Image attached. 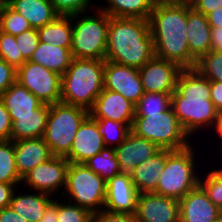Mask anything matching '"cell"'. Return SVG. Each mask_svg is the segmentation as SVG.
Instances as JSON below:
<instances>
[{"label": "cell", "instance_id": "1", "mask_svg": "<svg viewBox=\"0 0 222 222\" xmlns=\"http://www.w3.org/2000/svg\"><path fill=\"white\" fill-rule=\"evenodd\" d=\"M171 108L189 137L201 128L214 127L219 114L210 99V80L195 68L180 72Z\"/></svg>", "mask_w": 222, "mask_h": 222}, {"label": "cell", "instance_id": "2", "mask_svg": "<svg viewBox=\"0 0 222 222\" xmlns=\"http://www.w3.org/2000/svg\"><path fill=\"white\" fill-rule=\"evenodd\" d=\"M191 4L157 1L149 18L156 57L191 68V53L186 37L187 14Z\"/></svg>", "mask_w": 222, "mask_h": 222}, {"label": "cell", "instance_id": "3", "mask_svg": "<svg viewBox=\"0 0 222 222\" xmlns=\"http://www.w3.org/2000/svg\"><path fill=\"white\" fill-rule=\"evenodd\" d=\"M155 56L149 20L109 16L105 60L140 69Z\"/></svg>", "mask_w": 222, "mask_h": 222}, {"label": "cell", "instance_id": "4", "mask_svg": "<svg viewBox=\"0 0 222 222\" xmlns=\"http://www.w3.org/2000/svg\"><path fill=\"white\" fill-rule=\"evenodd\" d=\"M105 60L73 58L61 76L60 102L89 111L104 89Z\"/></svg>", "mask_w": 222, "mask_h": 222}, {"label": "cell", "instance_id": "5", "mask_svg": "<svg viewBox=\"0 0 222 222\" xmlns=\"http://www.w3.org/2000/svg\"><path fill=\"white\" fill-rule=\"evenodd\" d=\"M96 11L95 16H91V14L83 16L84 13L72 15L70 49L73 58L105 60L109 15L100 8Z\"/></svg>", "mask_w": 222, "mask_h": 222}, {"label": "cell", "instance_id": "6", "mask_svg": "<svg viewBox=\"0 0 222 222\" xmlns=\"http://www.w3.org/2000/svg\"><path fill=\"white\" fill-rule=\"evenodd\" d=\"M89 116L84 108L58 102L49 105V115L43 134L53 156L66 157L82 122Z\"/></svg>", "mask_w": 222, "mask_h": 222}, {"label": "cell", "instance_id": "7", "mask_svg": "<svg viewBox=\"0 0 222 222\" xmlns=\"http://www.w3.org/2000/svg\"><path fill=\"white\" fill-rule=\"evenodd\" d=\"M131 132L150 140L161 149L182 150L190 146L189 135L170 108L154 114H135Z\"/></svg>", "mask_w": 222, "mask_h": 222}, {"label": "cell", "instance_id": "8", "mask_svg": "<svg viewBox=\"0 0 222 222\" xmlns=\"http://www.w3.org/2000/svg\"><path fill=\"white\" fill-rule=\"evenodd\" d=\"M192 146L173 150L167 157L155 194L182 199L188 192L199 185L195 172V156Z\"/></svg>", "mask_w": 222, "mask_h": 222}, {"label": "cell", "instance_id": "9", "mask_svg": "<svg viewBox=\"0 0 222 222\" xmlns=\"http://www.w3.org/2000/svg\"><path fill=\"white\" fill-rule=\"evenodd\" d=\"M69 195L70 202L89 210L92 214L104 209L106 181L85 164L69 163L66 186L61 194Z\"/></svg>", "mask_w": 222, "mask_h": 222}, {"label": "cell", "instance_id": "10", "mask_svg": "<svg viewBox=\"0 0 222 222\" xmlns=\"http://www.w3.org/2000/svg\"><path fill=\"white\" fill-rule=\"evenodd\" d=\"M16 81L44 104L61 100V75L35 62L27 60L17 68Z\"/></svg>", "mask_w": 222, "mask_h": 222}, {"label": "cell", "instance_id": "11", "mask_svg": "<svg viewBox=\"0 0 222 222\" xmlns=\"http://www.w3.org/2000/svg\"><path fill=\"white\" fill-rule=\"evenodd\" d=\"M183 68L176 62L153 57L140 69L144 93H168L176 90V84Z\"/></svg>", "mask_w": 222, "mask_h": 222}, {"label": "cell", "instance_id": "12", "mask_svg": "<svg viewBox=\"0 0 222 222\" xmlns=\"http://www.w3.org/2000/svg\"><path fill=\"white\" fill-rule=\"evenodd\" d=\"M69 161L66 157L53 156L29 171L22 182L32 190L55 195L60 187L66 186V172Z\"/></svg>", "mask_w": 222, "mask_h": 222}, {"label": "cell", "instance_id": "13", "mask_svg": "<svg viewBox=\"0 0 222 222\" xmlns=\"http://www.w3.org/2000/svg\"><path fill=\"white\" fill-rule=\"evenodd\" d=\"M104 89L120 93L133 104L144 95L139 69L105 60Z\"/></svg>", "mask_w": 222, "mask_h": 222}, {"label": "cell", "instance_id": "14", "mask_svg": "<svg viewBox=\"0 0 222 222\" xmlns=\"http://www.w3.org/2000/svg\"><path fill=\"white\" fill-rule=\"evenodd\" d=\"M136 222H179V200L151 193H139Z\"/></svg>", "mask_w": 222, "mask_h": 222}, {"label": "cell", "instance_id": "15", "mask_svg": "<svg viewBox=\"0 0 222 222\" xmlns=\"http://www.w3.org/2000/svg\"><path fill=\"white\" fill-rule=\"evenodd\" d=\"M138 195L130 175L120 173L106 181L104 210L135 214Z\"/></svg>", "mask_w": 222, "mask_h": 222}, {"label": "cell", "instance_id": "16", "mask_svg": "<svg viewBox=\"0 0 222 222\" xmlns=\"http://www.w3.org/2000/svg\"><path fill=\"white\" fill-rule=\"evenodd\" d=\"M114 149L121 173L130 176L136 166L150 159L161 150L157 144L139 137L131 131L125 140Z\"/></svg>", "mask_w": 222, "mask_h": 222}, {"label": "cell", "instance_id": "17", "mask_svg": "<svg viewBox=\"0 0 222 222\" xmlns=\"http://www.w3.org/2000/svg\"><path fill=\"white\" fill-rule=\"evenodd\" d=\"M89 116L121 121L131 128L135 117V104L120 93L103 89L89 110Z\"/></svg>", "mask_w": 222, "mask_h": 222}, {"label": "cell", "instance_id": "18", "mask_svg": "<svg viewBox=\"0 0 222 222\" xmlns=\"http://www.w3.org/2000/svg\"><path fill=\"white\" fill-rule=\"evenodd\" d=\"M105 147L97 122L88 116L80 125L66 158L69 163L84 164Z\"/></svg>", "mask_w": 222, "mask_h": 222}, {"label": "cell", "instance_id": "19", "mask_svg": "<svg viewBox=\"0 0 222 222\" xmlns=\"http://www.w3.org/2000/svg\"><path fill=\"white\" fill-rule=\"evenodd\" d=\"M219 212L200 185L179 200V222H217Z\"/></svg>", "mask_w": 222, "mask_h": 222}, {"label": "cell", "instance_id": "20", "mask_svg": "<svg viewBox=\"0 0 222 222\" xmlns=\"http://www.w3.org/2000/svg\"><path fill=\"white\" fill-rule=\"evenodd\" d=\"M186 37L191 53V68H195L196 62L211 49V29L207 16L195 10L188 9Z\"/></svg>", "mask_w": 222, "mask_h": 222}, {"label": "cell", "instance_id": "21", "mask_svg": "<svg viewBox=\"0 0 222 222\" xmlns=\"http://www.w3.org/2000/svg\"><path fill=\"white\" fill-rule=\"evenodd\" d=\"M13 142L17 173L21 178L37 165L53 157L49 145L42 137L20 139Z\"/></svg>", "mask_w": 222, "mask_h": 222}, {"label": "cell", "instance_id": "22", "mask_svg": "<svg viewBox=\"0 0 222 222\" xmlns=\"http://www.w3.org/2000/svg\"><path fill=\"white\" fill-rule=\"evenodd\" d=\"M170 149H161L150 159L142 162L134 168L131 179L139 193H151L156 191L166 163V157L172 152Z\"/></svg>", "mask_w": 222, "mask_h": 222}, {"label": "cell", "instance_id": "23", "mask_svg": "<svg viewBox=\"0 0 222 222\" xmlns=\"http://www.w3.org/2000/svg\"><path fill=\"white\" fill-rule=\"evenodd\" d=\"M48 115V104H43L41 107L35 109L34 114L10 115L12 121L10 140L16 141L43 137Z\"/></svg>", "mask_w": 222, "mask_h": 222}, {"label": "cell", "instance_id": "24", "mask_svg": "<svg viewBox=\"0 0 222 222\" xmlns=\"http://www.w3.org/2000/svg\"><path fill=\"white\" fill-rule=\"evenodd\" d=\"M7 4L36 29L47 25L59 16L50 0H10Z\"/></svg>", "mask_w": 222, "mask_h": 222}, {"label": "cell", "instance_id": "25", "mask_svg": "<svg viewBox=\"0 0 222 222\" xmlns=\"http://www.w3.org/2000/svg\"><path fill=\"white\" fill-rule=\"evenodd\" d=\"M70 48L39 42L30 61L62 76L73 60Z\"/></svg>", "mask_w": 222, "mask_h": 222}, {"label": "cell", "instance_id": "26", "mask_svg": "<svg viewBox=\"0 0 222 222\" xmlns=\"http://www.w3.org/2000/svg\"><path fill=\"white\" fill-rule=\"evenodd\" d=\"M0 99L3 101L9 115L34 114V110L44 104L17 81L0 96Z\"/></svg>", "mask_w": 222, "mask_h": 222}, {"label": "cell", "instance_id": "27", "mask_svg": "<svg viewBox=\"0 0 222 222\" xmlns=\"http://www.w3.org/2000/svg\"><path fill=\"white\" fill-rule=\"evenodd\" d=\"M50 197V198H49ZM54 200L49 194L38 192L34 194H15L10 202V207L28 222H39L47 207Z\"/></svg>", "mask_w": 222, "mask_h": 222}, {"label": "cell", "instance_id": "28", "mask_svg": "<svg viewBox=\"0 0 222 222\" xmlns=\"http://www.w3.org/2000/svg\"><path fill=\"white\" fill-rule=\"evenodd\" d=\"M100 9L111 17L140 18L149 20L157 0H106Z\"/></svg>", "mask_w": 222, "mask_h": 222}, {"label": "cell", "instance_id": "29", "mask_svg": "<svg viewBox=\"0 0 222 222\" xmlns=\"http://www.w3.org/2000/svg\"><path fill=\"white\" fill-rule=\"evenodd\" d=\"M39 41L60 47L72 45V15H59L55 20L37 29Z\"/></svg>", "mask_w": 222, "mask_h": 222}, {"label": "cell", "instance_id": "30", "mask_svg": "<svg viewBox=\"0 0 222 222\" xmlns=\"http://www.w3.org/2000/svg\"><path fill=\"white\" fill-rule=\"evenodd\" d=\"M84 164L105 181L121 173L116 151L112 147L103 148Z\"/></svg>", "mask_w": 222, "mask_h": 222}, {"label": "cell", "instance_id": "31", "mask_svg": "<svg viewBox=\"0 0 222 222\" xmlns=\"http://www.w3.org/2000/svg\"><path fill=\"white\" fill-rule=\"evenodd\" d=\"M22 178L17 173L14 142L0 141V183H21Z\"/></svg>", "mask_w": 222, "mask_h": 222}, {"label": "cell", "instance_id": "32", "mask_svg": "<svg viewBox=\"0 0 222 222\" xmlns=\"http://www.w3.org/2000/svg\"><path fill=\"white\" fill-rule=\"evenodd\" d=\"M92 119L97 122L106 147L113 146L114 148L119 146L131 131L130 127L121 121H113L105 118Z\"/></svg>", "mask_w": 222, "mask_h": 222}, {"label": "cell", "instance_id": "33", "mask_svg": "<svg viewBox=\"0 0 222 222\" xmlns=\"http://www.w3.org/2000/svg\"><path fill=\"white\" fill-rule=\"evenodd\" d=\"M171 108V94L144 93L135 105V114H154L167 111Z\"/></svg>", "mask_w": 222, "mask_h": 222}, {"label": "cell", "instance_id": "34", "mask_svg": "<svg viewBox=\"0 0 222 222\" xmlns=\"http://www.w3.org/2000/svg\"><path fill=\"white\" fill-rule=\"evenodd\" d=\"M0 21L2 31L13 36L21 34L32 27L29 22L18 12L14 11L7 3L0 4Z\"/></svg>", "mask_w": 222, "mask_h": 222}, {"label": "cell", "instance_id": "35", "mask_svg": "<svg viewBox=\"0 0 222 222\" xmlns=\"http://www.w3.org/2000/svg\"><path fill=\"white\" fill-rule=\"evenodd\" d=\"M195 69L210 81L222 82V52L210 50L196 62Z\"/></svg>", "mask_w": 222, "mask_h": 222}, {"label": "cell", "instance_id": "36", "mask_svg": "<svg viewBox=\"0 0 222 222\" xmlns=\"http://www.w3.org/2000/svg\"><path fill=\"white\" fill-rule=\"evenodd\" d=\"M0 58L16 69L26 61L17 47L15 36L3 31L0 35Z\"/></svg>", "mask_w": 222, "mask_h": 222}, {"label": "cell", "instance_id": "37", "mask_svg": "<svg viewBox=\"0 0 222 222\" xmlns=\"http://www.w3.org/2000/svg\"><path fill=\"white\" fill-rule=\"evenodd\" d=\"M199 185L213 204L222 209V169L210 171L204 180L199 179Z\"/></svg>", "mask_w": 222, "mask_h": 222}, {"label": "cell", "instance_id": "38", "mask_svg": "<svg viewBox=\"0 0 222 222\" xmlns=\"http://www.w3.org/2000/svg\"><path fill=\"white\" fill-rule=\"evenodd\" d=\"M62 203L57 201L58 222H89L92 219V213L72 202Z\"/></svg>", "mask_w": 222, "mask_h": 222}, {"label": "cell", "instance_id": "39", "mask_svg": "<svg viewBox=\"0 0 222 222\" xmlns=\"http://www.w3.org/2000/svg\"><path fill=\"white\" fill-rule=\"evenodd\" d=\"M17 47L20 50L23 58L30 60L37 46L39 45V36L36 28L23 31L15 36Z\"/></svg>", "mask_w": 222, "mask_h": 222}, {"label": "cell", "instance_id": "40", "mask_svg": "<svg viewBox=\"0 0 222 222\" xmlns=\"http://www.w3.org/2000/svg\"><path fill=\"white\" fill-rule=\"evenodd\" d=\"M56 12L62 16H71L79 13H87L91 0H50ZM89 8V9H88Z\"/></svg>", "mask_w": 222, "mask_h": 222}, {"label": "cell", "instance_id": "41", "mask_svg": "<svg viewBox=\"0 0 222 222\" xmlns=\"http://www.w3.org/2000/svg\"><path fill=\"white\" fill-rule=\"evenodd\" d=\"M17 69L0 58V96L16 82Z\"/></svg>", "mask_w": 222, "mask_h": 222}, {"label": "cell", "instance_id": "42", "mask_svg": "<svg viewBox=\"0 0 222 222\" xmlns=\"http://www.w3.org/2000/svg\"><path fill=\"white\" fill-rule=\"evenodd\" d=\"M93 222H136L135 214L115 213L104 209L92 214Z\"/></svg>", "mask_w": 222, "mask_h": 222}, {"label": "cell", "instance_id": "43", "mask_svg": "<svg viewBox=\"0 0 222 222\" xmlns=\"http://www.w3.org/2000/svg\"><path fill=\"white\" fill-rule=\"evenodd\" d=\"M12 121L8 110L0 99V141L10 140Z\"/></svg>", "mask_w": 222, "mask_h": 222}, {"label": "cell", "instance_id": "44", "mask_svg": "<svg viewBox=\"0 0 222 222\" xmlns=\"http://www.w3.org/2000/svg\"><path fill=\"white\" fill-rule=\"evenodd\" d=\"M222 0H193L191 7L207 15L208 13L220 8Z\"/></svg>", "mask_w": 222, "mask_h": 222}, {"label": "cell", "instance_id": "45", "mask_svg": "<svg viewBox=\"0 0 222 222\" xmlns=\"http://www.w3.org/2000/svg\"><path fill=\"white\" fill-rule=\"evenodd\" d=\"M20 183H0V209L10 206L16 185Z\"/></svg>", "mask_w": 222, "mask_h": 222}, {"label": "cell", "instance_id": "46", "mask_svg": "<svg viewBox=\"0 0 222 222\" xmlns=\"http://www.w3.org/2000/svg\"><path fill=\"white\" fill-rule=\"evenodd\" d=\"M210 99L215 108L222 112V82L210 81Z\"/></svg>", "mask_w": 222, "mask_h": 222}, {"label": "cell", "instance_id": "47", "mask_svg": "<svg viewBox=\"0 0 222 222\" xmlns=\"http://www.w3.org/2000/svg\"><path fill=\"white\" fill-rule=\"evenodd\" d=\"M0 222H28L18 215L10 206L0 209Z\"/></svg>", "mask_w": 222, "mask_h": 222}, {"label": "cell", "instance_id": "48", "mask_svg": "<svg viewBox=\"0 0 222 222\" xmlns=\"http://www.w3.org/2000/svg\"><path fill=\"white\" fill-rule=\"evenodd\" d=\"M210 50L215 52H222V27H212Z\"/></svg>", "mask_w": 222, "mask_h": 222}, {"label": "cell", "instance_id": "49", "mask_svg": "<svg viewBox=\"0 0 222 222\" xmlns=\"http://www.w3.org/2000/svg\"><path fill=\"white\" fill-rule=\"evenodd\" d=\"M57 201L54 200L45 210L39 222H58Z\"/></svg>", "mask_w": 222, "mask_h": 222}, {"label": "cell", "instance_id": "50", "mask_svg": "<svg viewBox=\"0 0 222 222\" xmlns=\"http://www.w3.org/2000/svg\"><path fill=\"white\" fill-rule=\"evenodd\" d=\"M206 16L211 27H222V5L220 8L208 13Z\"/></svg>", "mask_w": 222, "mask_h": 222}, {"label": "cell", "instance_id": "51", "mask_svg": "<svg viewBox=\"0 0 222 222\" xmlns=\"http://www.w3.org/2000/svg\"><path fill=\"white\" fill-rule=\"evenodd\" d=\"M215 130L217 132V134L219 136H221L220 138L222 139V112H219L218 114V118L216 120V123H215Z\"/></svg>", "mask_w": 222, "mask_h": 222}, {"label": "cell", "instance_id": "52", "mask_svg": "<svg viewBox=\"0 0 222 222\" xmlns=\"http://www.w3.org/2000/svg\"><path fill=\"white\" fill-rule=\"evenodd\" d=\"M162 3L191 4L193 0H157Z\"/></svg>", "mask_w": 222, "mask_h": 222}, {"label": "cell", "instance_id": "53", "mask_svg": "<svg viewBox=\"0 0 222 222\" xmlns=\"http://www.w3.org/2000/svg\"><path fill=\"white\" fill-rule=\"evenodd\" d=\"M217 222H222V209H220L219 218Z\"/></svg>", "mask_w": 222, "mask_h": 222}, {"label": "cell", "instance_id": "54", "mask_svg": "<svg viewBox=\"0 0 222 222\" xmlns=\"http://www.w3.org/2000/svg\"><path fill=\"white\" fill-rule=\"evenodd\" d=\"M10 0H0V4H4V3H7L9 2Z\"/></svg>", "mask_w": 222, "mask_h": 222}, {"label": "cell", "instance_id": "55", "mask_svg": "<svg viewBox=\"0 0 222 222\" xmlns=\"http://www.w3.org/2000/svg\"><path fill=\"white\" fill-rule=\"evenodd\" d=\"M2 33V25H1V21H0V35Z\"/></svg>", "mask_w": 222, "mask_h": 222}]
</instances>
